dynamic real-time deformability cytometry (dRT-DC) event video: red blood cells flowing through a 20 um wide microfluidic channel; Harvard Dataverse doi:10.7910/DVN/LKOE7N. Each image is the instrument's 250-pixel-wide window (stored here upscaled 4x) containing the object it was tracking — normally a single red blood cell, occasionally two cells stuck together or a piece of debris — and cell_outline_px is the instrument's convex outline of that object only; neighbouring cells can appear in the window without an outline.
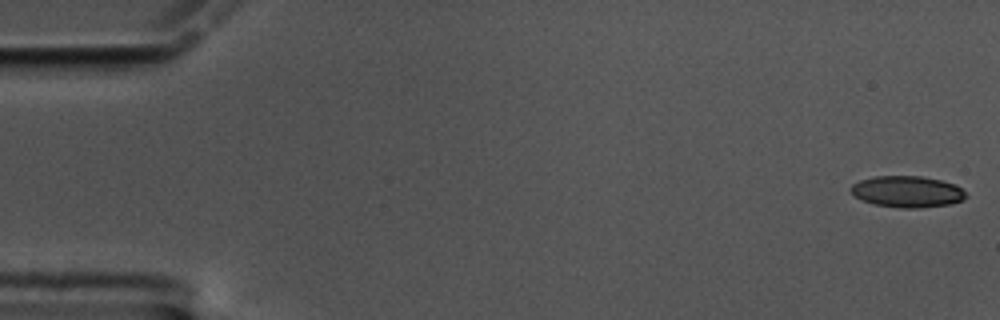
{"species": "common noctule bat (a hibernating species)", "species_latin": "Nyctalus noctula", "temperature_condition": "cold", "stored_images_in_passage": 56, "camera_frame_rate_fps": 3000, "um_per_image_px": 0.085, "animal": {"sex": "male", "body_mass_g": 17.5, "forearm_length_mm": 52.3}, "frame": {"image": 1, "passage_image": 1, "time_ms": 0.0, "image_size_px": [1000, 320], "cell_outline_px": [[968, 196], [964, 200], [948, 204], [920, 208], [900, 208], [872, 204], [860, 200], [848, 188], [852, 184], [860, 180], [872, 176], [924, 176], [956, 184]], "centroid_in_image_um": [77.09, 16.29], "position_along_channel_um": 7.9, "area_um2": 21.27}}
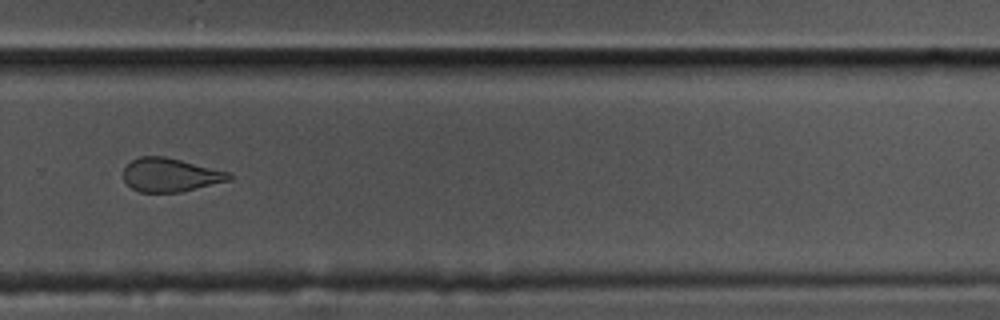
{"frame": {"image": 2, "passage_image": 41, "time_ms": 13.333, "image_size_px": [1000, 320], "cell_outline_px": [[232, 180], [180, 192], [140, 192], [132, 188], [124, 180], [124, 168], [132, 160], [140, 156], [164, 156], [228, 172], [232, 176]], "centroid_in_image_um": [14.47, 14.87], "position_along_channel_um": 315.3, "area_um2": 20.46}}
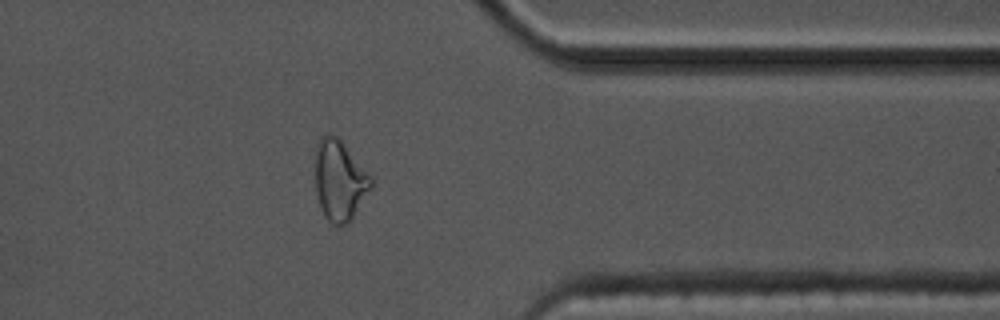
{"frame": {"image": 3, "passage_image": 48, "time_ms": 15.667, "image_size_px": [1000, 320], "cell_outline_px": [[372, 188], [348, 224], [332, 224], [324, 216], [316, 192], [316, 144], [320, 136], [336, 136], [340, 140], [372, 176]], "centroid_in_image_um": [28.88, 15.35], "position_along_channel_um": 382.5, "area_um2": 25.84}, "authors_computed_cell_mechanics": {"area_um2": 21.7617, "velocity_mm_per_s": 3.3479, "shape_relaxation_time_tau1_ms": 10.9417, "shape_relaxation_time_tau2_ms": 2.8868, "deformation_change_tau1": 0.1912, "deformation_change_tau2": 0.0895}}